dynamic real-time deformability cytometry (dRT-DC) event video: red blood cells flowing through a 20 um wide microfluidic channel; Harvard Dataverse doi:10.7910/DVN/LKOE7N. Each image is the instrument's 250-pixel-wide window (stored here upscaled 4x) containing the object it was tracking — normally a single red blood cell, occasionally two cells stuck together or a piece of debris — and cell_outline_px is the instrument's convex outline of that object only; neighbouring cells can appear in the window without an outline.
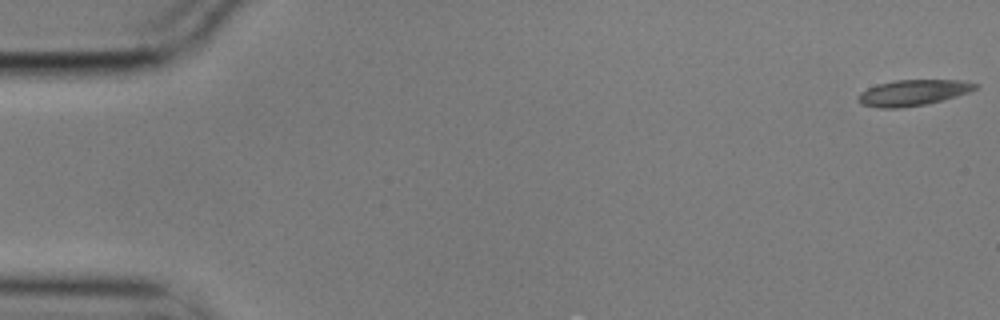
{"species": "common noctule bat (a hibernating species)", "species_latin": "Nyctalus noctula", "temperature_condition": "cold", "stored_images_in_passage": 9, "camera_frame_rate_fps": 3000, "um_per_image_px": 0.085, "animal": {"sex": "male", "body_mass_g": 17.9}, "frame": {"image": 1, "passage_image": 1, "time_ms": 0.0, "image_size_px": [1000, 320], "cell_outline_px": [[980, 84], [976, 88], [968, 92], [956, 96], [924, 104], [900, 108], [880, 108], [860, 104], [856, 100], [856, 96], [860, 92], [876, 84], [896, 80], [960, 80]], "centroid_in_image_um": [77.54, 7.87], "position_along_channel_um": 7.5, "area_um2": 17.63}}